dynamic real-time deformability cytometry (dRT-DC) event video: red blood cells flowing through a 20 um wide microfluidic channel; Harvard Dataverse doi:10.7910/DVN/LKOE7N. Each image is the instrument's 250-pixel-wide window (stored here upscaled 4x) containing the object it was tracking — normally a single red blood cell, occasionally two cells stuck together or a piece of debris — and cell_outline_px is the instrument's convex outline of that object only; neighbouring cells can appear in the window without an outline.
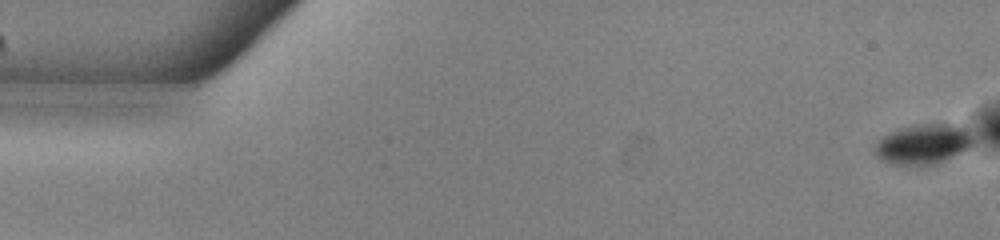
{"species": "common noctule bat (a hibernating species)", "species_latin": "Nyctalus noctula", "temperature_condition": "warm", "stored_images_in_passage": 47, "camera_frame_rate_fps": 3000, "um_per_image_px": 0.085, "animal": {"sex": "male", "body_mass_g": 13.0, "forearm_length_mm": 53.1}, "frame": {"image": 1, "passage_image": 1, "time_ms": 0.0, "image_size_px": [1000, 240], "cell_outline_px": [[972, 144], [968, 148], [936, 164], [892, 164], [880, 160], [876, 156], [876, 144], [888, 132], [912, 124], [956, 124], [964, 128], [968, 132], [972, 140]], "centroid_in_image_um": [78.44, 12.23], "position_along_channel_um": 6.6, "area_um2": 22.48}}
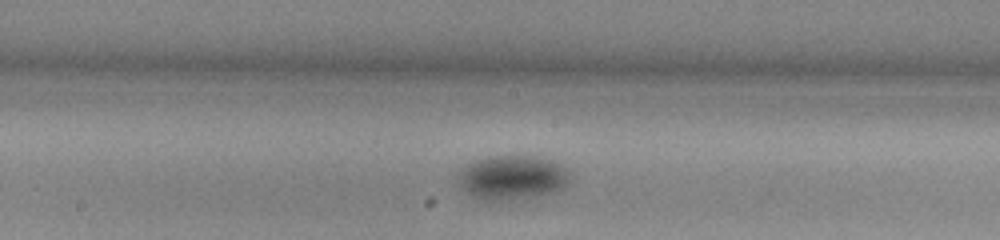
{"frame": {"image": 2, "passage_image": 28, "time_ms": 9.0, "image_size_px": [1000, 240], "cell_outline_px": [[568, 184], [556, 192], [500, 200], [484, 200], [468, 192], [460, 184], [456, 176], [460, 168], [476, 160], [488, 156], [536, 156], [552, 160], [560, 164], [568, 172]], "centroid_in_image_um": [43.53, 15.05], "position_along_channel_um": 204.7, "area_um2": 28.38}}
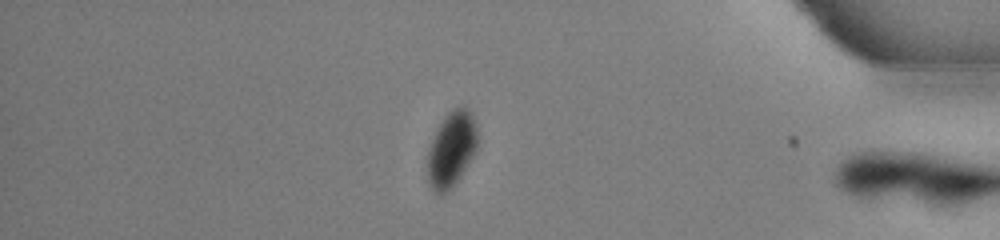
{"frame": {"image": 3, "passage_image": 46, "time_ms": 15.0, "image_size_px": [1000, 240], "cell_outline_px": [[480, 140], [472, 156], [460, 176], [444, 192], [436, 192], [432, 188], [428, 180], [428, 152], [436, 128], [444, 116], [452, 108], [460, 104], [464, 104], [472, 112], [476, 124]], "centroid_in_image_um": [38.41, 12.54], "position_along_channel_um": 396.8, "area_um2": 21.91}, "authors_computed_cell_mechanics": {"area_um2": 27.744, "velocity_mm_per_s": 3.8236, "shape_relaxation_time_tau1_ms": 2.6459, "shape_relaxation_time_tau2_ms": null, "deformation_change_tau1": 0.079, "deformation_change_tau2": null}}